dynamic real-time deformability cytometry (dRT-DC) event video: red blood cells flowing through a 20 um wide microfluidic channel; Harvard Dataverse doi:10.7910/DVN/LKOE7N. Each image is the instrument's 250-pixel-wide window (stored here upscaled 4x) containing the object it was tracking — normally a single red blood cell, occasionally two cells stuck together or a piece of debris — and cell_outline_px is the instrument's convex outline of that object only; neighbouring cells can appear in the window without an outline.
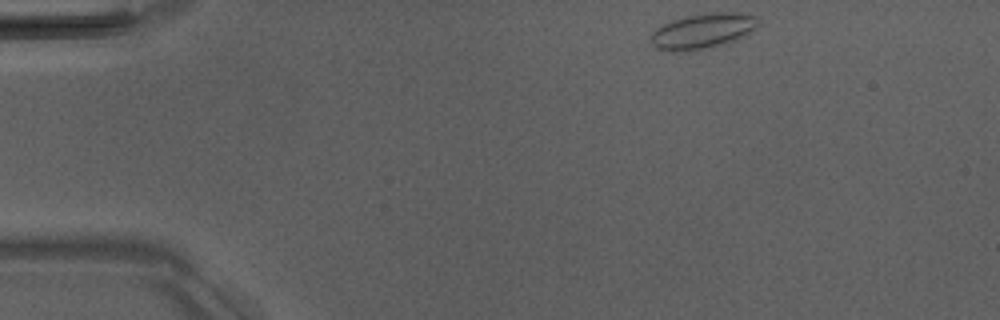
{"species": "Egyptian fruit bat (a non-hibernating species)", "species_latin": "Rousettus aegyptiacus", "temperature_condition": "room temperature", "stored_images_in_passage": 3, "camera_frame_rate_fps": 3000, "um_per_image_px": 0.085, "animal": {"sex": "male"}, "frame": {"image": 1, "passage_image": 1, "time_ms": 0.0, "image_size_px": [1000, 320], "cell_outline_px": [[760, 16], [756, 28], [744, 36], [728, 44], [688, 52], [672, 52], [656, 48], [648, 40], [648, 36], [656, 28], [672, 20], [688, 16], [712, 12], [736, 12]], "centroid_in_image_um": [59.72, 2.66], "position_along_channel_um": 25.3, "area_um2": 22.6}}